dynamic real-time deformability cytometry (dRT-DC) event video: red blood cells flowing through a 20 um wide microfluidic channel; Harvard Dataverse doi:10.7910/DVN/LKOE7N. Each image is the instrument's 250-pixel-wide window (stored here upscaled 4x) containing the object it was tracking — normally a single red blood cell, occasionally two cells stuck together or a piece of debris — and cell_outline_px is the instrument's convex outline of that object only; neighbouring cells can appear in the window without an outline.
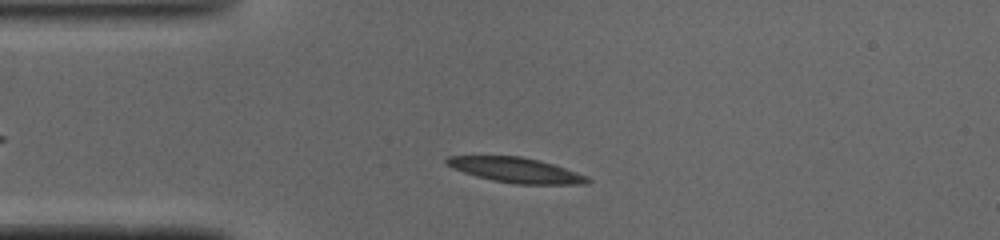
{"species": "common noctule bat (a hibernating species)", "species_latin": "Nyctalus noctula", "temperature_condition": "cold", "stored_images_in_passage": 43, "camera_frame_rate_fps": 3000, "um_per_image_px": 0.085, "animal": {"sex": "male", "body_mass_g": 19.0, "forearm_length_mm": 50.8}, "frame": {"image": 1, "passage_image": 6, "time_ms": 1.667, "image_size_px": [1000, 240], "cell_outline_px": [[592, 180], [588, 184], [516, 184], [492, 180], [476, 176], [452, 168], [444, 164], [444, 160], [448, 156], [520, 156], [540, 160], [588, 176]], "centroid_in_image_um": [43.84, 14.46], "position_along_channel_um": 41.2, "area_um2": 20.58}}
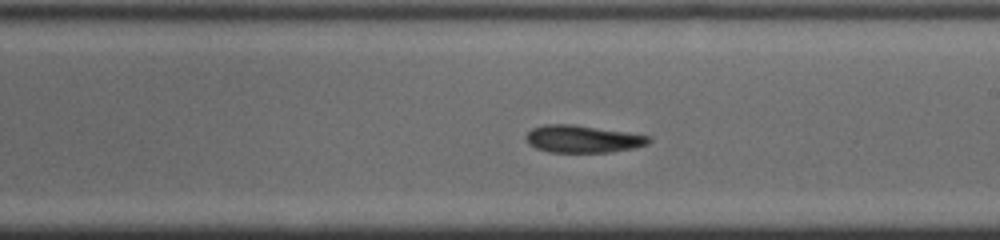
{"frame": {"image": 2, "passage_image": 22, "time_ms": 7.0, "image_size_px": [1000, 240], "cell_outline_px": [[652, 140], [648, 144], [632, 148], [608, 152], [548, 152], [536, 148], [528, 144], [524, 136], [532, 128], [544, 124], [572, 124], [624, 132], [648, 136]], "centroid_in_image_um": [49.46, 11.81], "position_along_channel_um": 239.5, "area_um2": 19.42}}
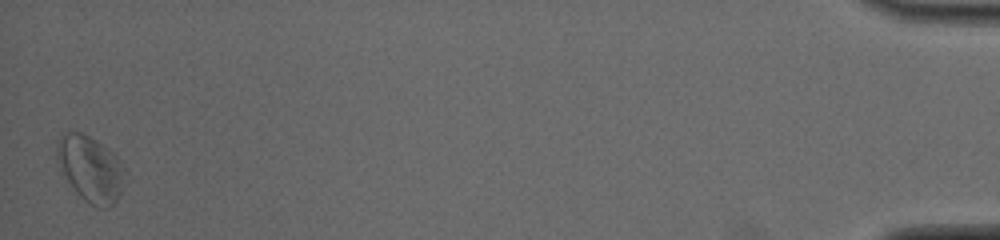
{"frame": {"image": 3, "passage_image": 43, "time_ms": 14.0, "image_size_px": [1000, 240], "cell_outline_px": [[128, 176], [120, 196], [116, 204], [108, 208], [96, 208], [84, 200], [76, 192], [60, 172], [56, 156], [56, 144], [60, 136], [68, 132], [80, 132], [88, 136], [108, 148], [116, 156], [128, 172]], "centroid_in_image_um": [7.73, 14.39], "position_along_channel_um": 427.5, "area_um2": 26.76}, "authors_computed_cell_mechanics": {"area_um2": 20.519, "velocity_mm_per_s": 4.0619, "shape_relaxation_time_tau1_ms": 4.2521, "shape_relaxation_time_tau2_ms": 6.2917, "deformation_change_tau1": 0.1154, "deformation_change_tau2": 0.1507}}